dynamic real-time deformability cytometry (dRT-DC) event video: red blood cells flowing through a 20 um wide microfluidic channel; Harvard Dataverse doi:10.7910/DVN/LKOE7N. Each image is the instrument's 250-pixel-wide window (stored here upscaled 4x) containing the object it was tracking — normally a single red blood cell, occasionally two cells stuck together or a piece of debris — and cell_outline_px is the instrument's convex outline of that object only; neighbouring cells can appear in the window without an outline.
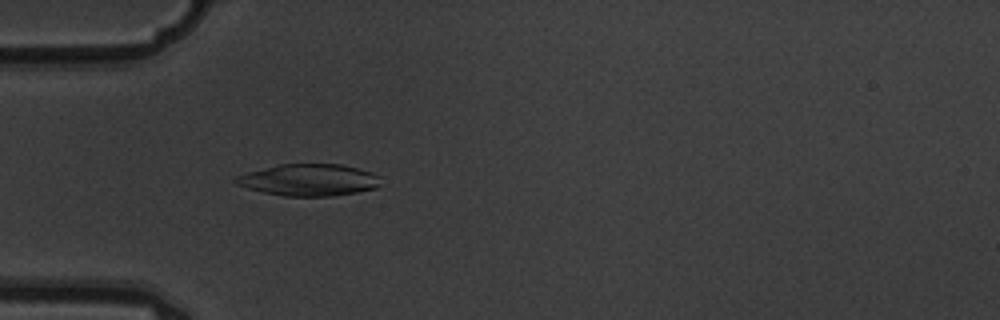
{"species": "common noctule bat (a hibernating species)", "species_latin": "Nyctalus noctula", "temperature_condition": "warm", "stored_images_in_passage": 5, "camera_frame_rate_fps": 3000, "um_per_image_px": 0.085, "animal": {"sex": "male", "body_mass_g": 19.5, "forearm_length_mm": 54.6}, "frame": {"image": 1, "passage_image": 5, "time_ms": 1.333, "image_size_px": [1000, 320], "cell_outline_px": [[380, 184], [376, 188], [356, 192], [332, 196], [284, 196], [264, 192], [248, 188], [236, 184], [232, 180], [236, 176], [248, 172], [280, 164], [344, 164], [372, 172], [380, 176]], "centroid_in_image_um": [26.28, 15.29], "position_along_channel_um": 58.7, "area_um2": 26.88}}